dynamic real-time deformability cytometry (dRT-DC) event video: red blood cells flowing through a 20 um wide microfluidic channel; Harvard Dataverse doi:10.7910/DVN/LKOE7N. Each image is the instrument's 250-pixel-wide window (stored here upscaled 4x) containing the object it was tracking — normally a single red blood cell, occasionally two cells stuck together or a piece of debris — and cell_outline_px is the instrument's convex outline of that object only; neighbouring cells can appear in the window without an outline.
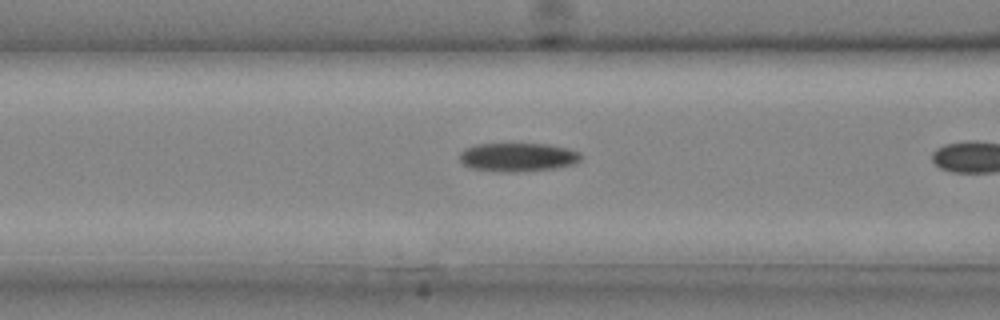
{"species": "common noctule bat (a hibernating species)", "species_latin": "Nyctalus noctula", "temperature_condition": "cold", "stored_images_in_passage": 7, "camera_frame_rate_fps": 3000, "um_per_image_px": 0.085, "animal": {"sex": "male", "body_mass_g": 20.4}, "frame": {"image": 1, "passage_image": 4, "time_ms": 1.0, "image_size_px": [1000, 320], "cell_outline_px": [[584, 156], [576, 164], [556, 168], [516, 172], [496, 172], [468, 168], [460, 160], [460, 152], [464, 148], [476, 144], [548, 144], [568, 148], [580, 152]], "centroid_in_image_um": [44.03, 13.37], "position_along_channel_um": 122.6, "area_um2": 20.63}}
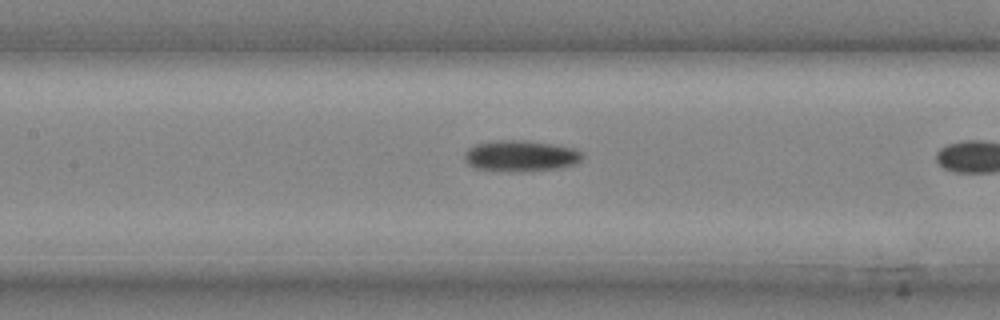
{"frame": {"image": 2, "passage_image": 6, "time_ms": 1.667, "image_size_px": [1000, 320], "cell_outline_px": [[584, 156], [576, 164], [556, 168], [524, 172], [476, 168], [468, 164], [464, 160], [464, 152], [468, 148], [476, 144], [496, 140], [524, 140], [552, 144], [576, 148], [584, 152]], "centroid_in_image_um": [44.28, 13.24], "position_along_channel_um": 163.1, "area_um2": 21.44}}